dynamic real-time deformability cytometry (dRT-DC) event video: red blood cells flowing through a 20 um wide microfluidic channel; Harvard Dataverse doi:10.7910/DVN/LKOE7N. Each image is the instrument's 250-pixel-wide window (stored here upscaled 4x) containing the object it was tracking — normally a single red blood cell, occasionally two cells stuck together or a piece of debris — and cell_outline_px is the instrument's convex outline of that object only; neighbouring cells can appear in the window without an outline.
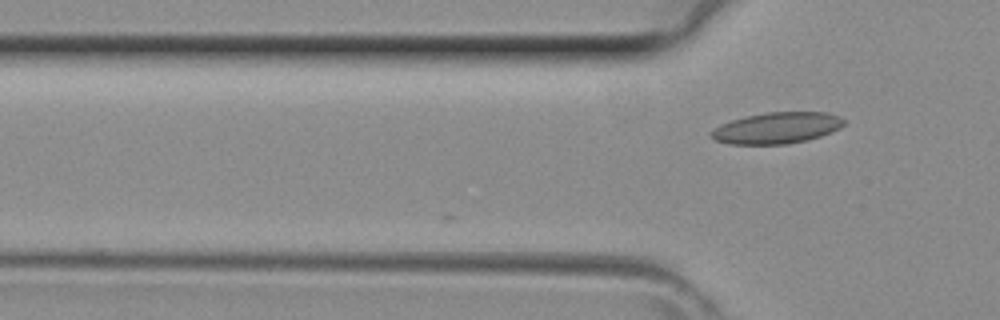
{"species": "common noctule bat (a hibernating species)", "species_latin": "Nyctalus noctula", "temperature_condition": "room temperature", "stored_images_in_passage": 13, "camera_frame_rate_fps": 3000, "um_per_image_px": 0.085, "animal": {"sex": "female", "body_mass_g": 29.2, "forearm_length_mm": 56.3}, "frame": {"image": 1, "passage_image": 13, "time_ms": 4.0, "image_size_px": [1000, 320], "cell_outline_px": [[844, 124], [840, 128], [820, 136], [788, 144], [728, 144], [716, 140], [708, 132], [720, 124], [744, 116], [768, 112], [828, 112], [840, 116], [844, 120]], "centroid_in_image_um": [66.02, 10.87], "position_along_channel_um": 59.8, "area_um2": 24.16}}